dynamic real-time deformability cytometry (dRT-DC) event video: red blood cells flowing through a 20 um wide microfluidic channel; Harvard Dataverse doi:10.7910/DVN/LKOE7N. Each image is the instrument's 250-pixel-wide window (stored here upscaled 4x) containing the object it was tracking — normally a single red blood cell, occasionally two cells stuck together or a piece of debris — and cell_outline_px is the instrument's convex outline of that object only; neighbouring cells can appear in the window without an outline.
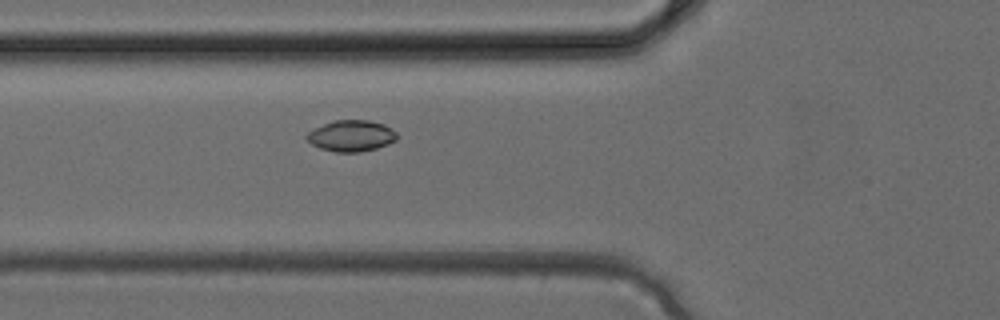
{"species": "common noctule bat (a hibernating species)", "species_latin": "Nyctalus noctula", "temperature_condition": "cold", "stored_images_in_passage": 3, "camera_frame_rate_fps": 3000, "um_per_image_px": 0.085, "animal": {"sex": "female", "body_mass_g": 24.6, "forearm_length_mm": 56.2}, "frame": {"image": 1, "passage_image": 3, "time_ms": 0.667, "image_size_px": [1000, 320], "cell_outline_px": [[396, 140], [388, 144], [376, 148], [360, 152], [336, 152], [320, 148], [312, 144], [304, 136], [308, 132], [332, 120], [368, 120], [384, 124], [396, 132]], "centroid_in_image_um": [29.85, 11.54], "position_along_channel_um": 96.0, "area_um2": 16.3}}